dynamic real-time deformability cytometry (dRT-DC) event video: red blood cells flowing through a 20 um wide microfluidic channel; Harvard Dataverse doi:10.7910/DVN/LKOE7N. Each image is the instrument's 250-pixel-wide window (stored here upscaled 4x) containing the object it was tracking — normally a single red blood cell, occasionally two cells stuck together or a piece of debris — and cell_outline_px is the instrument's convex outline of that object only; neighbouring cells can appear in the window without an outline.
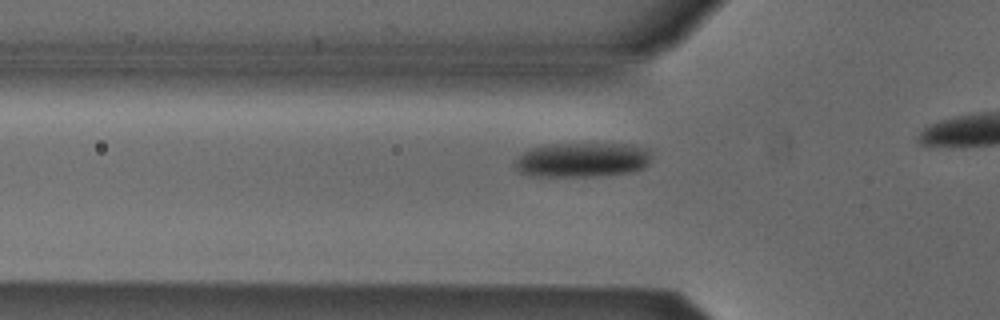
{"species": "Egyptian fruit bat (a non-hibernating species)", "species_latin": "Rousettus aegyptiacus", "temperature_condition": "cold", "stored_images_in_passage": 12, "camera_frame_rate_fps": 3000, "um_per_image_px": 0.085, "animal": {"sex": "male"}, "frame": {"image": 1, "passage_image": 3, "time_ms": 0.667, "image_size_px": [1000, 320], "cell_outline_px": [[652, 160], [644, 168], [636, 172], [604, 176], [528, 176], [520, 172], [512, 164], [516, 156], [532, 148], [552, 144], [632, 144], [652, 148]], "centroid_in_image_um": [49.57, 13.59], "position_along_channel_um": 76.2, "area_um2": 28.32}}
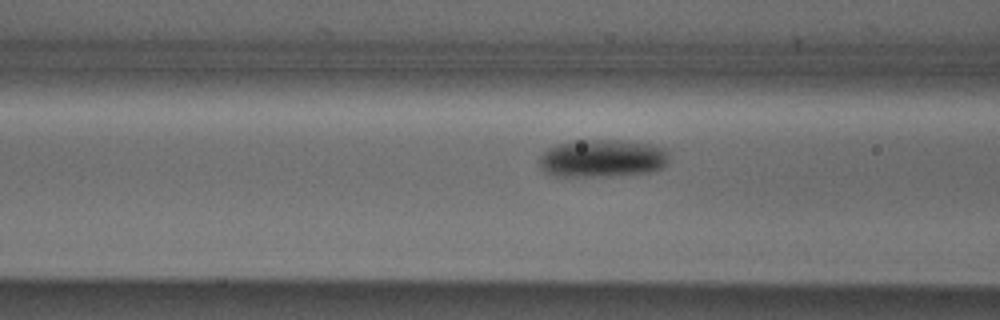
{"frame": {"image": 2, "passage_image": 6, "time_ms": 1.667, "image_size_px": [1000, 320], "cell_outline_px": [[668, 160], [660, 168], [648, 172], [608, 176], [556, 176], [540, 168], [540, 156], [548, 148], [556, 144], [576, 140], [628, 140], [652, 144], [664, 148], [668, 152]], "centroid_in_image_um": [51.2, 13.44], "position_along_channel_um": 115.4, "area_um2": 28.55}}
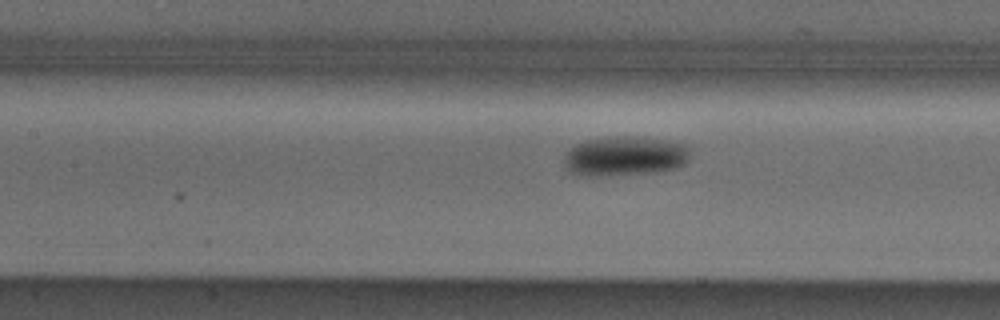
{"frame": {"image": 3, "passage_image": 9, "time_ms": 2.667, "image_size_px": [1000, 320], "cell_outline_px": [[692, 156], [684, 164], [676, 168], [652, 172], [596, 176], [580, 176], [568, 172], [564, 164], [564, 156], [568, 148], [584, 140], [616, 136], [640, 136], [688, 144]], "centroid_in_image_um": [53.1, 13.26], "position_along_channel_um": 154.3, "area_um2": 29.59}}